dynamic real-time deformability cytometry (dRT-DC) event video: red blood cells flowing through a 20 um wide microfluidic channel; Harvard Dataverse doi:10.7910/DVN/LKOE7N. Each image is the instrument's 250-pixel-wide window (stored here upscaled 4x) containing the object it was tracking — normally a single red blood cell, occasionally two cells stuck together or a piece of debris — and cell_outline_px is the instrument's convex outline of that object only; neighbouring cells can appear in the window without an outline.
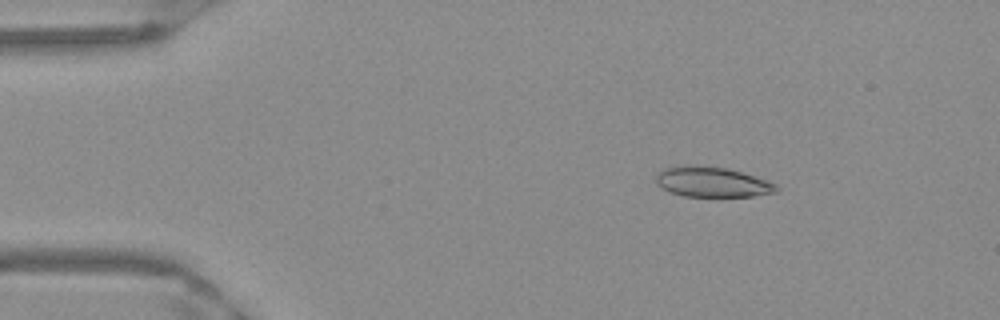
{"species": "Egyptian fruit bat (a non-hibernating species)", "species_latin": "Rousettus aegyptiacus", "temperature_condition": "warm", "stored_images_in_passage": 48, "camera_frame_rate_fps": 3000, "um_per_image_px": 0.085, "frame": {"image": 1, "passage_image": 5, "time_ms": 1.333, "image_size_px": [1000, 320], "cell_outline_px": [[780, 188], [776, 192], [752, 196], [684, 196], [668, 192], [656, 184], [656, 172], [664, 168], [688, 164], [728, 168], [768, 180], [776, 184]], "centroid_in_image_um": [60.5, 15.46], "position_along_channel_um": 24.5, "area_um2": 21.39}}
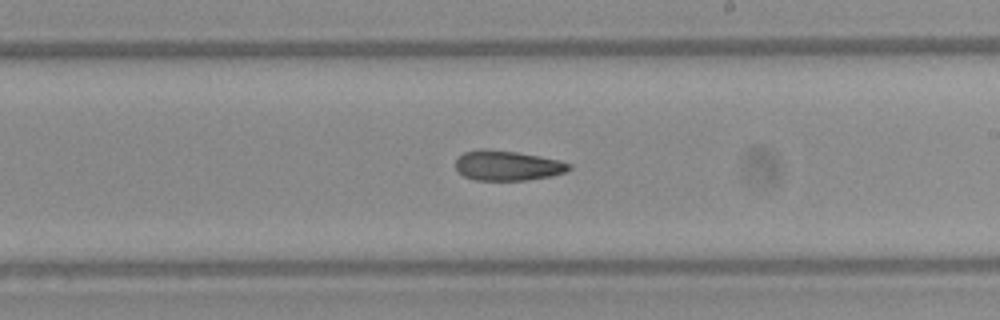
{"frame": {"image": 2, "passage_image": 27, "time_ms": 8.667, "image_size_px": [1000, 320], "cell_outline_px": [[572, 168], [564, 172], [552, 176], [528, 180], [476, 180], [464, 176], [456, 168], [456, 160], [464, 152], [484, 148], [516, 152], [540, 156], [560, 160], [572, 164]], "centroid_in_image_um": [43.17, 14.07], "position_along_channel_um": 245.8, "area_um2": 19.83}}
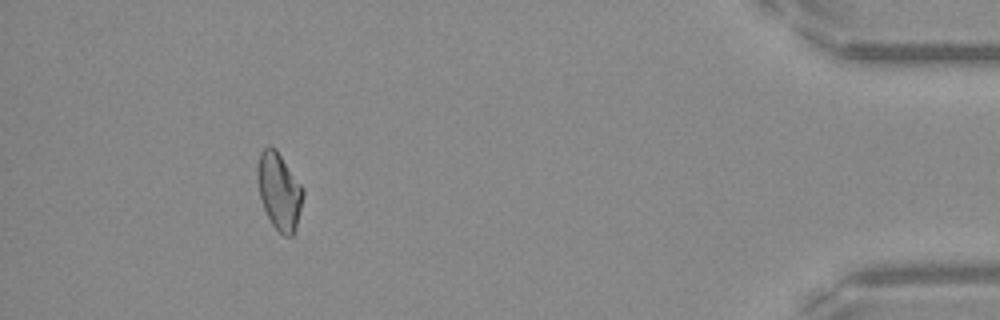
{"frame": {"image": 3, "passage_image": 44, "time_ms": 14.333, "image_size_px": [1000, 320], "cell_outline_px": [[304, 196], [296, 228], [292, 236], [284, 236], [272, 224], [264, 208], [260, 196], [256, 180], [256, 172], [260, 152], [264, 148], [276, 148], [304, 188]], "centroid_in_image_um": [23.74, 16.24], "position_along_channel_um": 411.5, "area_um2": 20.46}, "authors_computed_cell_mechanics": {"area_um2": 20.5479, "velocity_mm_per_s": 3.9804, "shape_relaxation_time_tau1_ms": null, "shape_relaxation_time_tau2_ms": 3.2374, "deformation_change_tau1": null, "deformation_change_tau2": 0.1085}}